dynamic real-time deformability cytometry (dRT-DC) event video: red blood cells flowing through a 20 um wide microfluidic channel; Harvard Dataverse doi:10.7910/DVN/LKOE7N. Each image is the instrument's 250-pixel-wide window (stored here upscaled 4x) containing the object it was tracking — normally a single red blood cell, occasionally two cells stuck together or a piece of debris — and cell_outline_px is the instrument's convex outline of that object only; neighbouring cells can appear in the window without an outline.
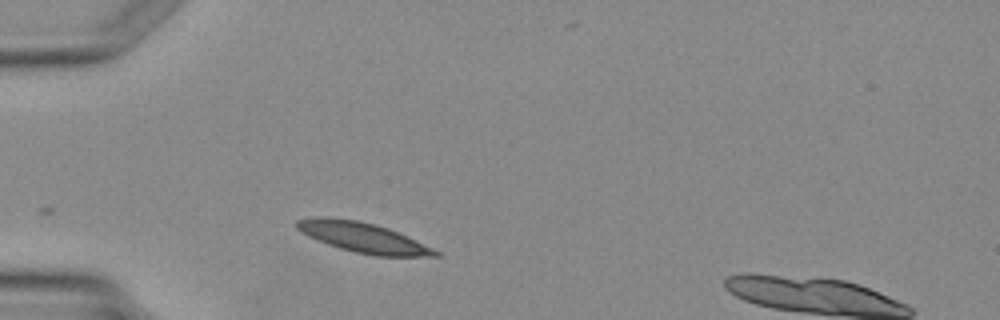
{"species": "Egyptian fruit bat (a non-hibernating species)", "species_latin": "Rousettus aegyptiacus", "temperature_condition": "warm", "stored_images_in_passage": 2, "camera_frame_rate_fps": 3000, "um_per_image_px": 0.085, "animal": {"sex": "female"}, "frame": {"image": 1, "passage_image": 1, "time_ms": 0.0, "image_size_px": [1000, 320], "cell_outline_px": [[440, 256], [376, 256], [356, 252], [340, 248], [316, 240], [300, 232], [296, 228], [296, 220], [356, 220], [376, 224], [388, 228], [432, 248], [440, 252]], "centroid_in_image_um": [30.93, 20.24], "position_along_channel_um": 54.1, "area_um2": 23.06}}